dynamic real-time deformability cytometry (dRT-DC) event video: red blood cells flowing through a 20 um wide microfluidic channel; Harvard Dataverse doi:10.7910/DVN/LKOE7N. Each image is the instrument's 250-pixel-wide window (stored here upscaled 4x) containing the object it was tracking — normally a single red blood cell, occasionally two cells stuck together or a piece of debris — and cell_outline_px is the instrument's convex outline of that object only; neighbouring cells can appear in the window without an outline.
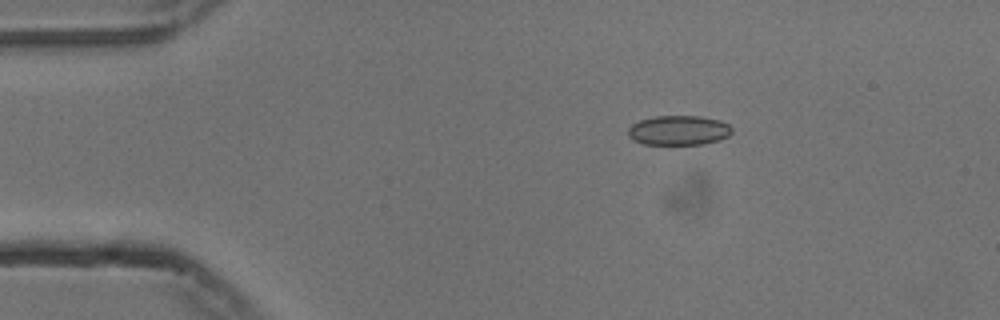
{"species": "common noctule bat (a hibernating species)", "species_latin": "Nyctalus noctula", "temperature_condition": "cold", "stored_images_in_passage": 46, "camera_frame_rate_fps": 3000, "um_per_image_px": 0.085, "animal": {"sex": "male", "body_mass_g": 13.3}, "frame": {"image": 1, "passage_image": 1, "time_ms": 0.0, "image_size_px": [1000, 320], "cell_outline_px": [[732, 132], [728, 136], [720, 140], [704, 144], [644, 144], [628, 136], [628, 128], [632, 124], [640, 120], [656, 116], [700, 116], [720, 120], [728, 124], [732, 128]], "centroid_in_image_um": [57.71, 11.07], "position_along_channel_um": 27.3, "area_um2": 17.92}}
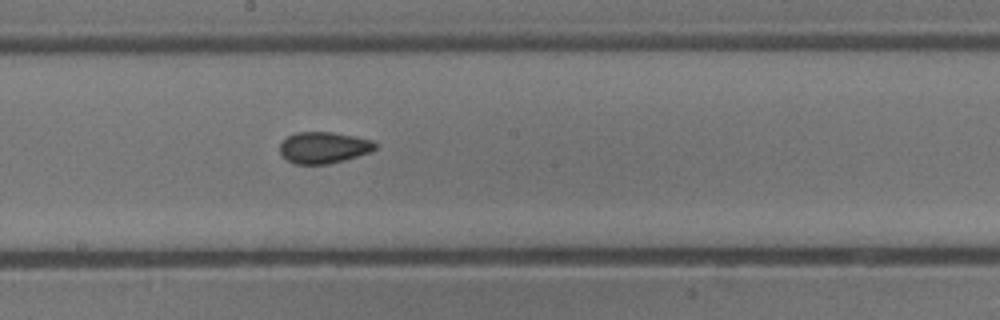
{"frame": {"image": 2, "passage_image": 21, "time_ms": 6.667, "image_size_px": [1000, 320], "cell_outline_px": [[376, 148], [372, 152], [344, 160], [328, 164], [296, 164], [288, 160], [280, 152], [280, 144], [288, 136], [296, 132], [332, 132], [372, 140], [376, 144]], "centroid_in_image_um": [27.53, 12.54], "position_along_channel_um": 220.7, "area_um2": 17.34}}
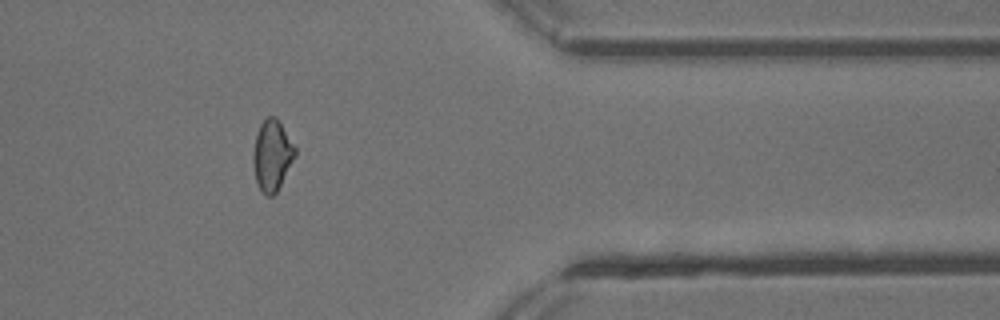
{"frame": {"image": 3, "passage_image": 36, "time_ms": 11.667, "image_size_px": [1000, 320], "cell_outline_px": [[296, 156], [276, 192], [272, 196], [268, 196], [260, 188], [256, 180], [252, 160], [252, 152], [256, 136], [260, 124], [268, 116], [276, 116], [296, 148]], "centroid_in_image_um": [23.12, 13.18], "position_along_channel_um": 388.3, "area_um2": 17.11}, "authors_computed_cell_mechanics": {"area_um2": 17.4267, "velocity_mm_per_s": 3.7656, "shape_relaxation_time_tau1_ms": null, "shape_relaxation_time_tau2_ms": 2.0955, "deformation_change_tau1": null, "deformation_change_tau2": 0.0614}}